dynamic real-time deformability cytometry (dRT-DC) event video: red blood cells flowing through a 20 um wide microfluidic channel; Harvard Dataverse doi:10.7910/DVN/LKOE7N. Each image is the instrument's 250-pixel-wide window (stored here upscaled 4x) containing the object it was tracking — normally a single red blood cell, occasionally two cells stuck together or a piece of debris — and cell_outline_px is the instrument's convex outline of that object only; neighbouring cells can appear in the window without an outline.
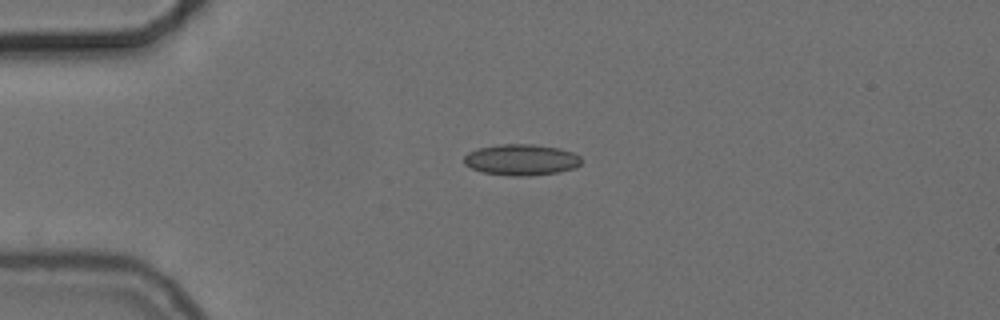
{"species": "common noctule bat (a hibernating species)", "species_latin": "Nyctalus noctula", "temperature_condition": "cold", "stored_images_in_passage": 33, "camera_frame_rate_fps": 3000, "um_per_image_px": 0.085, "animal": {"sex": "female", "body_mass_g": 24.6, "forearm_length_mm": 56.2}, "frame": {"image": 1, "passage_image": 1, "time_ms": 0.0, "image_size_px": [1000, 320], "cell_outline_px": [[580, 164], [576, 168], [556, 172], [532, 176], [508, 176], [484, 172], [472, 168], [464, 164], [464, 156], [468, 152], [476, 148], [500, 144], [532, 144], [560, 148], [572, 152], [580, 156]], "centroid_in_image_um": [44.3, 13.58], "position_along_channel_um": 40.7, "area_um2": 21.39}}
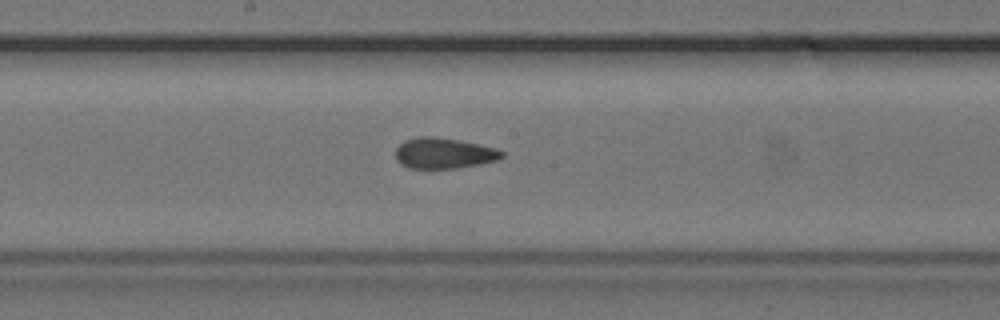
{"frame": {"image": 2, "passage_image": 17, "time_ms": 5.333, "image_size_px": [1000, 320], "cell_outline_px": [[504, 156], [500, 160], [480, 164], [456, 168], [408, 168], [400, 164], [396, 160], [396, 148], [404, 140], [420, 136], [432, 136], [456, 140], [496, 148], [504, 152]], "centroid_in_image_um": [37.72, 13.03], "position_along_channel_um": 210.5, "area_um2": 19.02}}
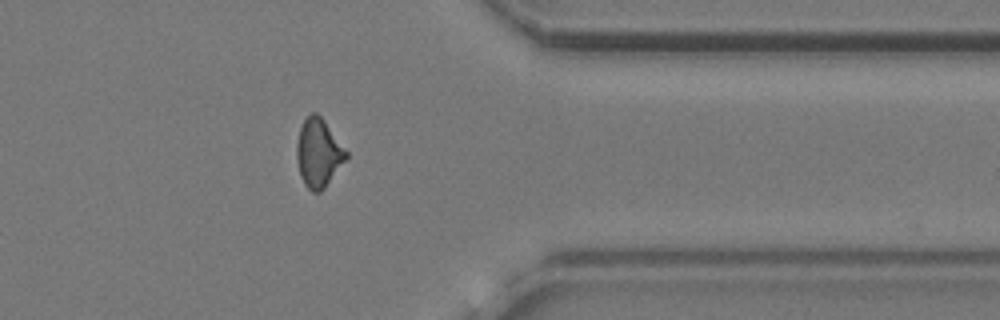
{"frame": {"image": 3, "passage_image": 32, "time_ms": 10.333, "image_size_px": [1000, 320], "cell_outline_px": [[348, 156], [324, 188], [320, 192], [312, 192], [304, 184], [300, 176], [296, 160], [296, 144], [300, 128], [304, 120], [312, 112], [316, 112], [324, 120], [348, 152]], "centroid_in_image_um": [27.05, 13.0], "position_along_channel_um": 384.4, "area_um2": 19.59}}